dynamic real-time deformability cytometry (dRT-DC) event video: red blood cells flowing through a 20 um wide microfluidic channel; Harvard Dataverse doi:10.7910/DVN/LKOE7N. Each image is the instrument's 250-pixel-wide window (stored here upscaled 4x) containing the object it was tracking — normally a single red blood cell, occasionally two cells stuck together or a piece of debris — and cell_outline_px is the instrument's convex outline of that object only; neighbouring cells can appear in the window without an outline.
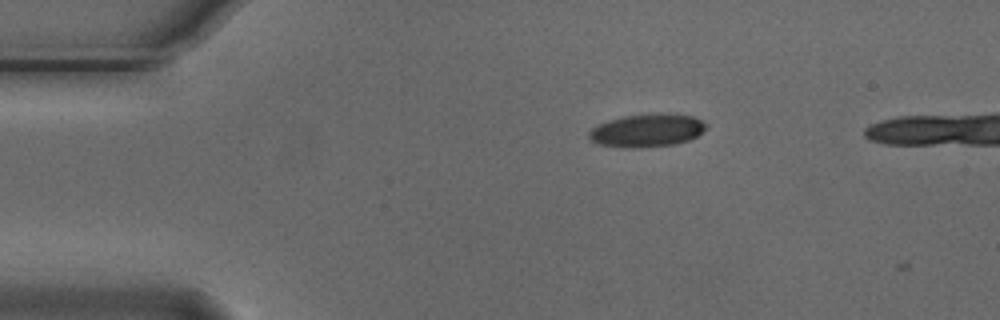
{"species": "Egyptian fruit bat (a non-hibernating species)", "species_latin": "Rousettus aegyptiacus", "temperature_condition": "cold", "stored_images_in_passage": 4, "camera_frame_rate_fps": 3000, "um_per_image_px": 0.085, "animal": {"sex": "male"}, "frame": {"image": 1, "passage_image": 3, "time_ms": 0.667, "image_size_px": [1000, 320], "cell_outline_px": [[708, 128], [696, 136], [688, 140], [672, 144], [632, 148], [624, 148], [600, 144], [592, 140], [588, 136], [588, 132], [596, 124], [608, 120], [624, 116], [656, 112], [676, 112], [692, 116], [708, 124]], "centroid_in_image_um": [55.01, 11.05], "position_along_channel_um": 30.0, "area_um2": 22.89}}